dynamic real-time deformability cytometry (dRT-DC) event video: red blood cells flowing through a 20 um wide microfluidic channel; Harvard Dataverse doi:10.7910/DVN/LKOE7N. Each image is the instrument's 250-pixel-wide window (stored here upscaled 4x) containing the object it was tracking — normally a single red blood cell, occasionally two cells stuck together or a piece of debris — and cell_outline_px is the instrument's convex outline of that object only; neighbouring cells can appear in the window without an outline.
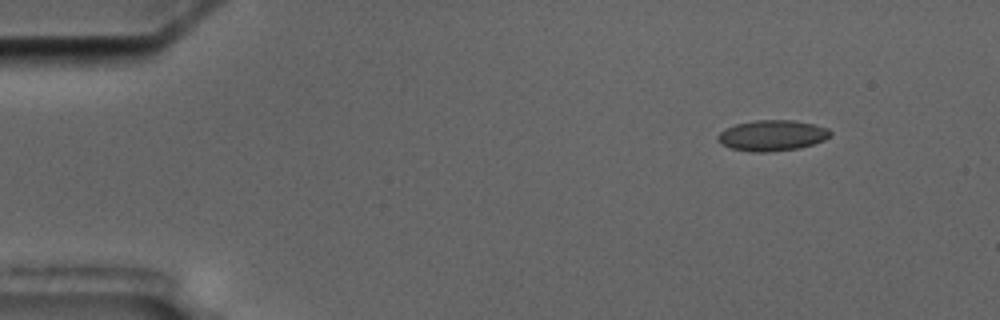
{"species": "common noctule bat (a hibernating species)", "species_latin": "Nyctalus noctula", "temperature_condition": "cold", "stored_images_in_passage": 13, "camera_frame_rate_fps": 3000, "um_per_image_px": 0.085, "animal": {"sex": "male", "body_mass_g": 17.5, "forearm_length_mm": 52.3}, "frame": {"image": 1, "passage_image": 2, "time_ms": 1.667, "image_size_px": [1000, 320], "cell_outline_px": [[832, 132], [824, 140], [800, 148], [768, 152], [752, 152], [732, 148], [720, 144], [716, 140], [716, 136], [724, 128], [736, 124], [756, 120], [792, 120], [812, 124], [828, 128]], "centroid_in_image_um": [65.58, 11.52], "position_along_channel_um": 19.4, "area_um2": 20.17}}
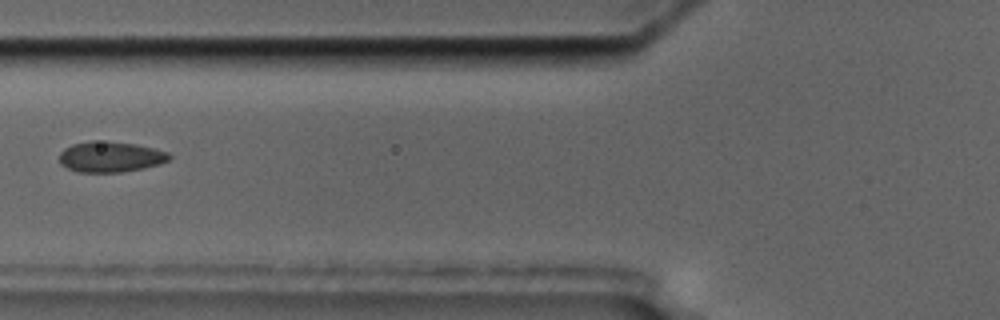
{"frame": {"image": 2, "passage_image": 6, "time_ms": 7.0, "image_size_px": [1000, 320], "cell_outline_px": [[172, 156], [168, 160], [160, 164], [144, 168], [120, 172], [76, 172], [60, 164], [60, 152], [64, 148], [72, 144], [92, 140], [108, 140], [136, 144], [168, 152]], "centroid_in_image_um": [9.37, 13.32], "position_along_channel_um": 116.4, "area_um2": 19.83}}
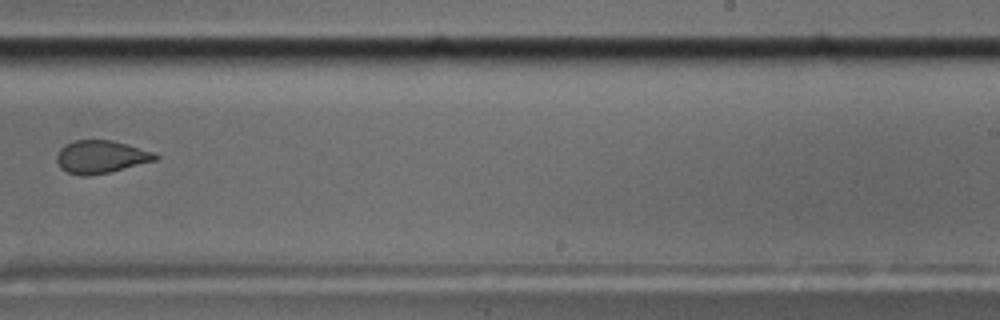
{"frame": {"image": 3, "passage_image": 10, "time_ms": 11.667, "image_size_px": [1000, 320], "cell_outline_px": [[160, 156], [156, 160], [108, 172], [88, 176], [80, 176], [68, 172], [60, 168], [56, 160], [56, 156], [60, 148], [64, 144], [76, 140], [112, 140], [128, 144], [152, 152]], "centroid_in_image_um": [8.54, 13.32], "position_along_channel_um": 280.5, "area_um2": 18.79}, "authors_computed_cell_mechanics": {"area_um2": 19.5364, "velocity_mm_per_s": 3.5192, "shape_relaxation_time_tau1_ms": null, "shape_relaxation_time_tau2_ms": 1.9116, "deformation_change_tau1": null, "deformation_change_tau2": 0.0354}}